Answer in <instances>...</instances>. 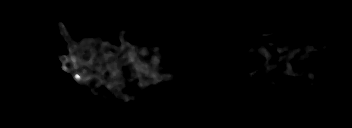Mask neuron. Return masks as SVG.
Instances as JSON below:
<instances>
[{
	"label": "neuron",
	"mask_w": 352,
	"mask_h": 128,
	"mask_svg": "<svg viewBox=\"0 0 352 128\" xmlns=\"http://www.w3.org/2000/svg\"><path fill=\"white\" fill-rule=\"evenodd\" d=\"M58 27H59V31L60 34H62L65 37V40L68 44V48L66 49L67 53H69V57L66 56H57L59 61L62 62V70L64 72L70 73L71 77L78 83V84H83V83H87L90 81H96L97 79L100 80V82H98L97 87L99 86V83L104 84L106 86L107 91L110 93V90L112 93L116 94L113 95L114 97H119L122 98L124 103H127L129 100H135V98H133L132 96H126L122 94V88L124 86H126L128 84L129 79L127 78V76L123 77V80H121V76L119 75L118 72H116V69H112L113 68H119V64H124L125 65V69H124V74H126V71L128 72L129 70L134 71L133 75L134 77L131 78L133 80H131V83L134 81H138V85L137 87H147V86H155V82L160 81V82H166L168 79H172L170 78V76H174L179 75L177 74L175 71H172L171 75H167V74H162V69H157V68H153L154 64L157 65L159 60L161 59L160 53L158 52V46L155 47H143V48H139L137 44L134 45H130L128 43L124 44L121 47V57L117 55L116 52L112 51H108L106 53L105 48L104 47H116L115 44L111 43V38L112 36H110L109 40H107L106 44H104L103 46L98 47V49H93L94 43H97V41H101V37H96V38H92V40H85L84 38L82 39V41L79 42V44L75 43L73 40H70L69 36L70 31H68L64 25V23H62L61 21L58 23ZM118 36L119 39L123 42L127 41V37H124V30L123 31H119L118 32ZM266 45H270V43L265 44L264 46H259L257 47L255 50L253 49H249L248 50V54L249 52L255 51V53H258L264 57V62H263V67H266V70L264 72L268 74L270 70H273L277 67L278 62L281 61H285L284 64H286L287 69H282L283 72V76L286 78L287 76H291L292 78L299 75V74H295V72H293V69L290 67L289 63H290V59L294 58L298 52L300 51L299 48L298 49H294L292 50L289 54H287V56H284L282 58H280L279 60H276V63H273L271 65L268 64V61L270 60V56L271 54L266 50ZM275 51H276V55H278L280 52H282V49L275 45ZM307 54H305L304 59L305 60H309V51H313L314 49L311 47V45L305 46L304 48ZM136 50H140V52L144 53V54H149L152 53L153 58L152 61H148L149 65H144L142 59H138L135 55H136ZM89 54H92V56H90ZM102 55H104L102 57ZM94 59L98 60V65L99 67H97V63L94 62ZM71 63V65L66 66V64ZM105 65L104 71H102V66ZM151 65V66H150ZM85 67H88V70L85 69ZM72 71H76V72H72ZM109 71L111 78L115 79L110 81L108 77L104 76L103 73ZM308 71V72H307ZM93 74L91 75L90 74ZM93 72V73H92ZM308 74L309 76V83L310 86L313 83L312 81H314L313 75H312V71L310 69H306L305 72L302 71L301 76ZM275 82H271V84L276 85L277 87V83L280 81L277 80H273ZM276 83V84H275ZM90 91L92 92V94L96 97L101 95V92L98 90H94V89H90ZM328 93L331 95L332 94V89L329 87L327 89Z\"/></svg>",
	"instance_id": "neuron-1"
}]
</instances>
